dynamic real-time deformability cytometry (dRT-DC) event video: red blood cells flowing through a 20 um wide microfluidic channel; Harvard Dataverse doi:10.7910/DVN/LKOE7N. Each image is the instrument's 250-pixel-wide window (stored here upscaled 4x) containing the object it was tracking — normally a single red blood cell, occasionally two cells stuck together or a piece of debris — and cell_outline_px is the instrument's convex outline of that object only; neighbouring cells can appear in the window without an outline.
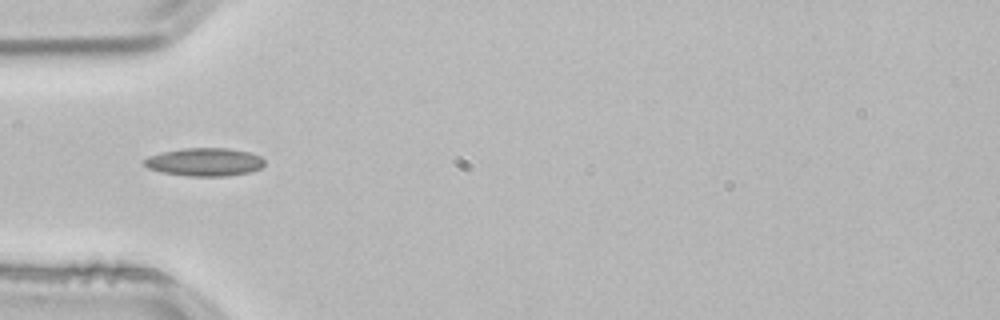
{"species": "common noctule bat (a hibernating species)", "species_latin": "Nyctalus noctula", "temperature_condition": "room temperature", "stored_images_in_passage": 13, "camera_frame_rate_fps": 3000, "um_per_image_px": 0.085, "animal": {"sex": "male", "body_mass_g": 21.5, "forearm_length_mm": 52.0}, "frame": {"image": 1, "passage_image": 1, "time_ms": 0.0, "image_size_px": [1000, 320], "cell_outline_px": [[264, 164], [260, 168], [248, 172], [228, 176], [188, 176], [160, 172], [148, 168], [144, 164], [144, 160], [148, 156], [160, 152], [184, 148], [228, 148], [248, 152], [260, 156], [264, 160]], "centroid_in_image_um": [17.36, 13.77], "position_along_channel_um": 67.6, "area_um2": 19.71}}
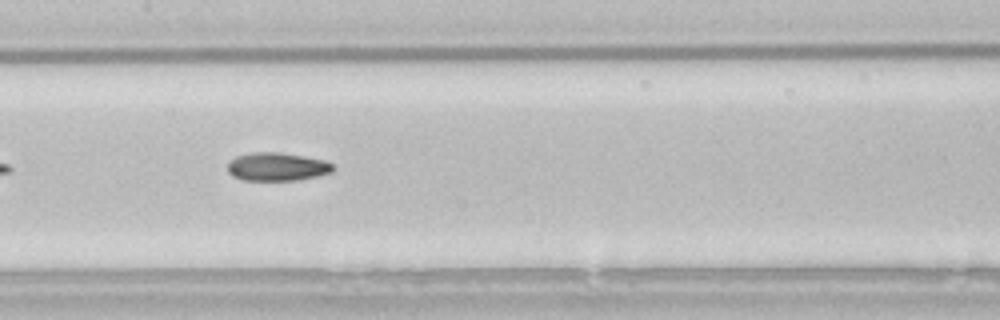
{"frame": {"image": 2, "passage_image": 10, "time_ms": 3.0, "image_size_px": [1000, 320], "cell_outline_px": [[336, 168], [332, 172], [300, 180], [244, 180], [232, 176], [228, 172], [228, 164], [236, 156], [252, 152], [280, 152], [304, 156], [324, 160], [332, 164]], "centroid_in_image_um": [23.56, 14.17], "position_along_channel_um": 183.8, "area_um2": 17.4}}